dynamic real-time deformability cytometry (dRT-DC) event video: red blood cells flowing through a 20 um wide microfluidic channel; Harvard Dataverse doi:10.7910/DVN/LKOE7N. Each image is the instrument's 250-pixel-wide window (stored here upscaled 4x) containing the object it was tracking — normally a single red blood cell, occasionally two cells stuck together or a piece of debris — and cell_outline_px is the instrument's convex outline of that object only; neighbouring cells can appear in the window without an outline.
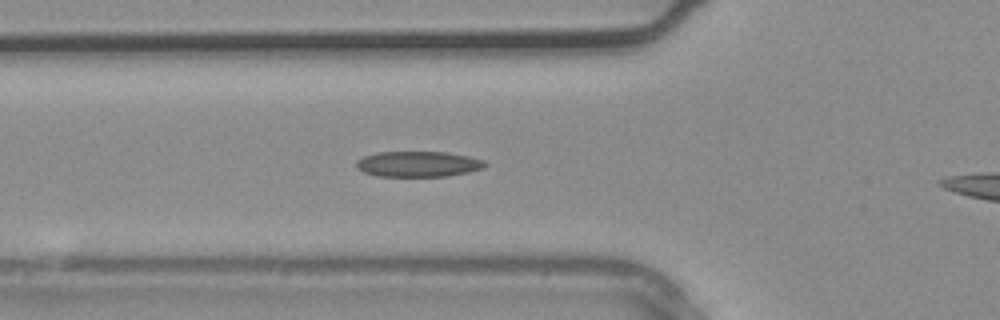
{"species": "common noctule bat (a hibernating species)", "species_latin": "Nyctalus noctula", "temperature_condition": "warm", "stored_images_in_passage": 28, "camera_frame_rate_fps": 3000, "um_per_image_px": 0.085, "animal": {"sex": "male", "body_mass_g": 20.4}, "frame": {"image": 1, "passage_image": 9, "time_ms": 2.667, "image_size_px": [1000, 320], "cell_outline_px": [[488, 164], [484, 168], [468, 172], [448, 176], [376, 176], [364, 172], [356, 168], [356, 160], [364, 156], [376, 152], [444, 152], [468, 156], [484, 160]], "centroid_in_image_um": [35.54, 13.94], "position_along_channel_um": 90.3, "area_um2": 19.25}}